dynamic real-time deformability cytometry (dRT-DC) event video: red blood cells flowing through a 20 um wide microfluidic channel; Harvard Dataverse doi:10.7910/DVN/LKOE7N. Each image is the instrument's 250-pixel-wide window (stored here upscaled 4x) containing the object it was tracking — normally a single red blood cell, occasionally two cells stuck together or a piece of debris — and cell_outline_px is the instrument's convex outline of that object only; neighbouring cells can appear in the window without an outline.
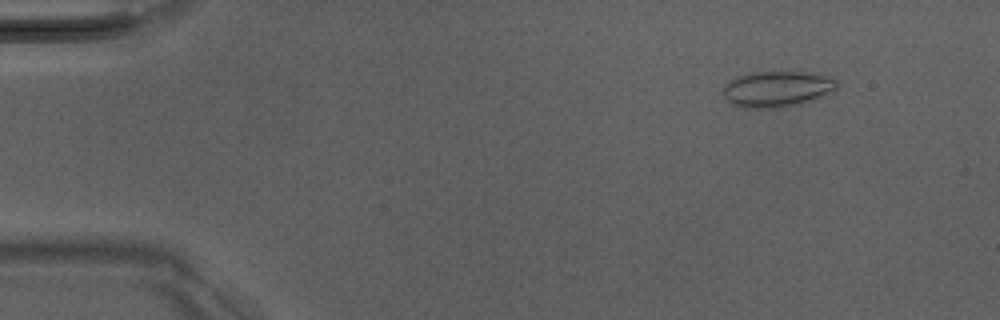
{"species": "Egyptian fruit bat (a non-hibernating species)", "species_latin": "Rousettus aegyptiacus", "temperature_condition": "room temperature", "stored_images_in_passage": 51, "camera_frame_rate_fps": 3000, "um_per_image_px": 0.085, "animal": {"sex": "male"}, "frame": {"image": 1, "passage_image": 6, "time_ms": 1.667, "image_size_px": [1000, 320], "cell_outline_px": [[836, 88], [832, 92], [816, 100], [784, 108], [744, 108], [732, 104], [720, 92], [736, 76], [752, 72], [808, 72], [832, 76], [836, 80]], "centroid_in_image_um": [66.09, 7.58], "position_along_channel_um": 18.9, "area_um2": 24.16}}
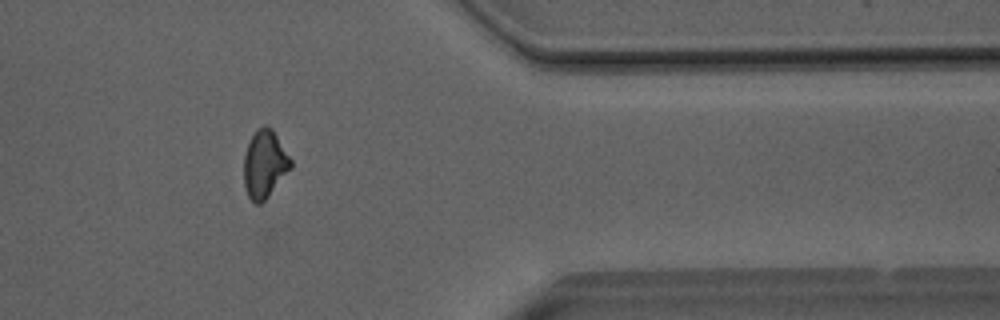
{"frame": {"image": 2, "passage_image": 42, "time_ms": 13.667, "image_size_px": [1000, 320], "cell_outline_px": [[292, 168], [268, 196], [260, 204], [256, 204], [248, 196], [244, 184], [244, 156], [248, 144], [256, 128], [264, 124], [272, 128], [292, 160]], "centroid_in_image_um": [22.5, 13.93], "position_along_channel_um": 388.9, "area_um2": 18.5}}
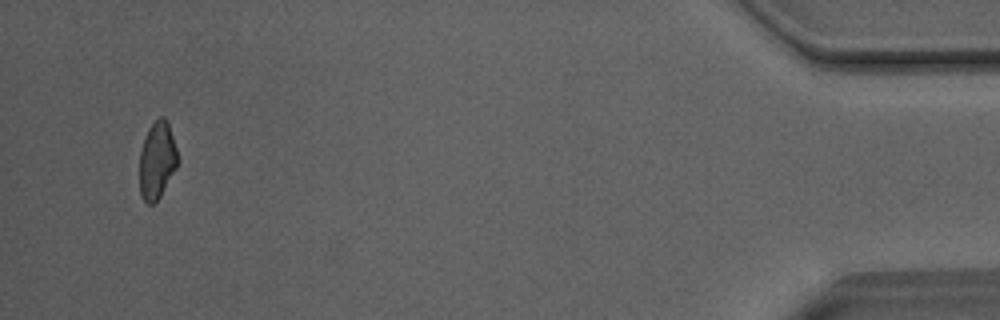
{"frame": {"image": 3, "passage_image": 49, "time_ms": 16.0, "image_size_px": [1000, 320], "cell_outline_px": [[180, 160], [176, 168], [160, 196], [152, 204], [148, 204], [140, 196], [140, 152], [148, 128], [160, 116], [164, 116], [168, 124]], "centroid_in_image_um": [13.35, 13.63], "position_along_channel_um": 421.8, "area_um2": 16.99}, "authors_computed_cell_mechanics": {"area_um2": 18.9584, "velocity_mm_per_s": 4.0716, "shape_relaxation_time_tau1_ms": null, "shape_relaxation_time_tau2_ms": 1.8788, "deformation_change_tau1": null, "deformation_change_tau2": 0.077}}